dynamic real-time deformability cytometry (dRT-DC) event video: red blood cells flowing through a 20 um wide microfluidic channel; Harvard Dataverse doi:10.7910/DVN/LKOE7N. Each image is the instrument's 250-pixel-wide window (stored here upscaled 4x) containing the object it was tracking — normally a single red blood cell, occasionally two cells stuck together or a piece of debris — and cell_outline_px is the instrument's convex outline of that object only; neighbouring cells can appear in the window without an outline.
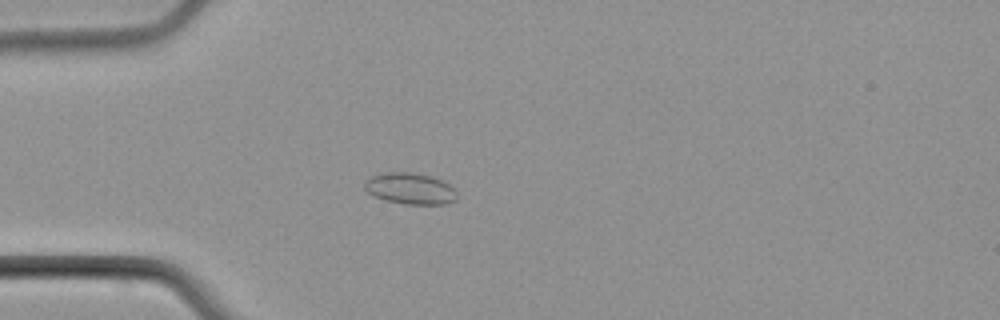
{"species": "common noctule bat (a hibernating species)", "species_latin": "Nyctalus noctula", "temperature_condition": "cold", "stored_images_in_passage": 3, "camera_frame_rate_fps": 3000, "um_per_image_px": 0.085, "animal": {"sex": "male", "body_mass_g": 21.5, "forearm_length_mm": 52.0}, "frame": {"image": 1, "passage_image": 3, "time_ms": 2.333, "image_size_px": [1000, 320], "cell_outline_px": [[456, 200], [448, 204], [404, 204], [384, 200], [372, 196], [364, 188], [364, 184], [372, 176], [380, 172], [412, 172], [432, 176], [448, 184], [456, 192]], "centroid_in_image_um": [34.84, 16.03], "position_along_channel_um": 50.2, "area_um2": 16.94}}